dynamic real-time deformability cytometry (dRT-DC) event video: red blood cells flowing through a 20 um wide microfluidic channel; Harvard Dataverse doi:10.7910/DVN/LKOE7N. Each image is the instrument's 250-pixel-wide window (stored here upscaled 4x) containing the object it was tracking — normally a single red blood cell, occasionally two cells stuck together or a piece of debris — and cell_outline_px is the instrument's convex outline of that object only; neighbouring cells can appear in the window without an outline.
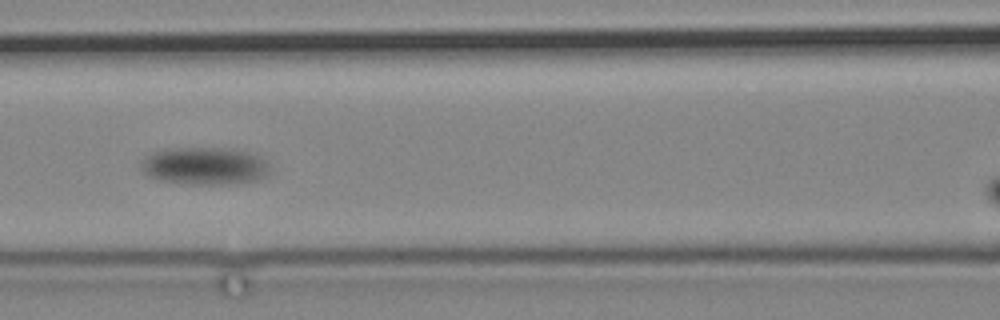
{"species": "common noctule bat (a hibernating species)", "species_latin": "Nyctalus noctula", "temperature_condition": "cold", "stored_images_in_passage": 7, "segment_of_instrument_passage": [1, 2], "camera_frame_rate_fps": 3000, "um_per_image_px": 0.085, "animal": {"sex": "male", "body_mass_g": 19.2, "forearm_length_mm": 51.8}, "frame": {"image": 1, "passage_image": 4, "time_ms": 3.667, "image_size_px": [1000, 320], "cell_outline_px": [[268, 176], [256, 180], [236, 184], [188, 184], [160, 180], [148, 176], [140, 168], [140, 160], [144, 156], [152, 152], [164, 148], [228, 148], [248, 152], [264, 160], [268, 164]], "centroid_in_image_um": [17.34, 14.11], "position_along_channel_um": 149.3, "area_um2": 28.44}}
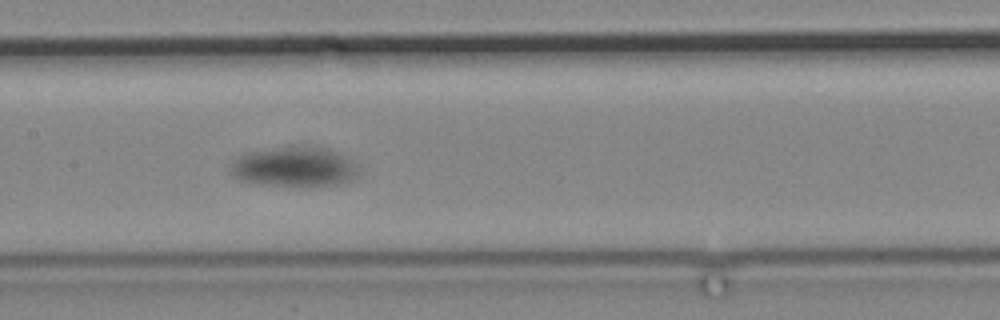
{"frame": {"image": 2, "passage_image": 5, "time_ms": 5.0, "image_size_px": [1000, 320], "cell_outline_px": [[360, 172], [352, 180], [336, 184], [260, 184], [240, 180], [232, 176], [232, 160], [236, 156], [244, 152], [280, 148], [328, 148], [340, 152]], "centroid_in_image_um": [24.96, 14.17], "position_along_channel_um": 182.4, "area_um2": 28.61}}